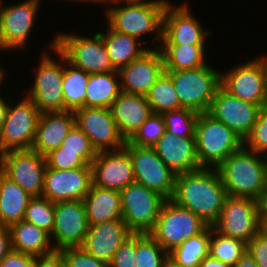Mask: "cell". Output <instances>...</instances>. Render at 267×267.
<instances>
[{"label":"cell","instance_id":"24","mask_svg":"<svg viewBox=\"0 0 267 267\" xmlns=\"http://www.w3.org/2000/svg\"><path fill=\"white\" fill-rule=\"evenodd\" d=\"M153 148L176 175L201 168L196 154L195 137H178L165 131Z\"/></svg>","mask_w":267,"mask_h":267},{"label":"cell","instance_id":"37","mask_svg":"<svg viewBox=\"0 0 267 267\" xmlns=\"http://www.w3.org/2000/svg\"><path fill=\"white\" fill-rule=\"evenodd\" d=\"M168 252L149 233H136L135 267H165Z\"/></svg>","mask_w":267,"mask_h":267},{"label":"cell","instance_id":"44","mask_svg":"<svg viewBox=\"0 0 267 267\" xmlns=\"http://www.w3.org/2000/svg\"><path fill=\"white\" fill-rule=\"evenodd\" d=\"M65 258L66 267H108V264L86 253L81 247L60 250Z\"/></svg>","mask_w":267,"mask_h":267},{"label":"cell","instance_id":"20","mask_svg":"<svg viewBox=\"0 0 267 267\" xmlns=\"http://www.w3.org/2000/svg\"><path fill=\"white\" fill-rule=\"evenodd\" d=\"M92 184V167L70 170L46 167L42 196L54 203L83 200Z\"/></svg>","mask_w":267,"mask_h":267},{"label":"cell","instance_id":"21","mask_svg":"<svg viewBox=\"0 0 267 267\" xmlns=\"http://www.w3.org/2000/svg\"><path fill=\"white\" fill-rule=\"evenodd\" d=\"M91 167L93 185L97 187L121 191L135 182L132 161L125 148L97 152Z\"/></svg>","mask_w":267,"mask_h":267},{"label":"cell","instance_id":"27","mask_svg":"<svg viewBox=\"0 0 267 267\" xmlns=\"http://www.w3.org/2000/svg\"><path fill=\"white\" fill-rule=\"evenodd\" d=\"M12 250L39 257L49 254L55 249L50 234L33 223L21 220L9 227Z\"/></svg>","mask_w":267,"mask_h":267},{"label":"cell","instance_id":"35","mask_svg":"<svg viewBox=\"0 0 267 267\" xmlns=\"http://www.w3.org/2000/svg\"><path fill=\"white\" fill-rule=\"evenodd\" d=\"M146 98L152 112L156 114L182 108L172 78L165 71L151 86Z\"/></svg>","mask_w":267,"mask_h":267},{"label":"cell","instance_id":"17","mask_svg":"<svg viewBox=\"0 0 267 267\" xmlns=\"http://www.w3.org/2000/svg\"><path fill=\"white\" fill-rule=\"evenodd\" d=\"M46 158L33 150L5 152L1 172L29 195L42 196Z\"/></svg>","mask_w":267,"mask_h":267},{"label":"cell","instance_id":"46","mask_svg":"<svg viewBox=\"0 0 267 267\" xmlns=\"http://www.w3.org/2000/svg\"><path fill=\"white\" fill-rule=\"evenodd\" d=\"M247 250L259 267H267V236L263 232L260 231L247 243Z\"/></svg>","mask_w":267,"mask_h":267},{"label":"cell","instance_id":"1","mask_svg":"<svg viewBox=\"0 0 267 267\" xmlns=\"http://www.w3.org/2000/svg\"><path fill=\"white\" fill-rule=\"evenodd\" d=\"M227 196L216 168H200L176 175L171 200L189 209L212 227L220 216Z\"/></svg>","mask_w":267,"mask_h":267},{"label":"cell","instance_id":"6","mask_svg":"<svg viewBox=\"0 0 267 267\" xmlns=\"http://www.w3.org/2000/svg\"><path fill=\"white\" fill-rule=\"evenodd\" d=\"M172 78L182 108L206 113L221 86V71L212 65L195 69L165 70Z\"/></svg>","mask_w":267,"mask_h":267},{"label":"cell","instance_id":"59","mask_svg":"<svg viewBox=\"0 0 267 267\" xmlns=\"http://www.w3.org/2000/svg\"><path fill=\"white\" fill-rule=\"evenodd\" d=\"M261 221V232H263L267 236V220Z\"/></svg>","mask_w":267,"mask_h":267},{"label":"cell","instance_id":"11","mask_svg":"<svg viewBox=\"0 0 267 267\" xmlns=\"http://www.w3.org/2000/svg\"><path fill=\"white\" fill-rule=\"evenodd\" d=\"M20 99L15 104L10 100L0 130V143L5 152L30 150L35 139L41 112L26 95Z\"/></svg>","mask_w":267,"mask_h":267},{"label":"cell","instance_id":"32","mask_svg":"<svg viewBox=\"0 0 267 267\" xmlns=\"http://www.w3.org/2000/svg\"><path fill=\"white\" fill-rule=\"evenodd\" d=\"M207 45H160L165 70H188L208 64ZM207 61V62H206Z\"/></svg>","mask_w":267,"mask_h":267},{"label":"cell","instance_id":"45","mask_svg":"<svg viewBox=\"0 0 267 267\" xmlns=\"http://www.w3.org/2000/svg\"><path fill=\"white\" fill-rule=\"evenodd\" d=\"M136 233H133L114 253L108 267H135Z\"/></svg>","mask_w":267,"mask_h":267},{"label":"cell","instance_id":"18","mask_svg":"<svg viewBox=\"0 0 267 267\" xmlns=\"http://www.w3.org/2000/svg\"><path fill=\"white\" fill-rule=\"evenodd\" d=\"M225 70L221 71V86L227 92L255 105L267 106L264 73L255 57Z\"/></svg>","mask_w":267,"mask_h":267},{"label":"cell","instance_id":"26","mask_svg":"<svg viewBox=\"0 0 267 267\" xmlns=\"http://www.w3.org/2000/svg\"><path fill=\"white\" fill-rule=\"evenodd\" d=\"M121 136L128 141L153 113L146 96L121 92L110 107Z\"/></svg>","mask_w":267,"mask_h":267},{"label":"cell","instance_id":"2","mask_svg":"<svg viewBox=\"0 0 267 267\" xmlns=\"http://www.w3.org/2000/svg\"><path fill=\"white\" fill-rule=\"evenodd\" d=\"M169 2L168 0H149L105 3L108 7L104 11L105 23L118 33L136 37L145 45L151 43L152 47L159 48L162 39L163 14ZM146 34L155 36L151 41L141 40V37Z\"/></svg>","mask_w":267,"mask_h":267},{"label":"cell","instance_id":"48","mask_svg":"<svg viewBox=\"0 0 267 267\" xmlns=\"http://www.w3.org/2000/svg\"><path fill=\"white\" fill-rule=\"evenodd\" d=\"M35 267H66L65 258L60 250L35 257Z\"/></svg>","mask_w":267,"mask_h":267},{"label":"cell","instance_id":"5","mask_svg":"<svg viewBox=\"0 0 267 267\" xmlns=\"http://www.w3.org/2000/svg\"><path fill=\"white\" fill-rule=\"evenodd\" d=\"M196 154L201 168H217L243 146V140L223 122L200 113L195 130Z\"/></svg>","mask_w":267,"mask_h":267},{"label":"cell","instance_id":"31","mask_svg":"<svg viewBox=\"0 0 267 267\" xmlns=\"http://www.w3.org/2000/svg\"><path fill=\"white\" fill-rule=\"evenodd\" d=\"M121 92L118 71L89 74L84 107L110 108Z\"/></svg>","mask_w":267,"mask_h":267},{"label":"cell","instance_id":"38","mask_svg":"<svg viewBox=\"0 0 267 267\" xmlns=\"http://www.w3.org/2000/svg\"><path fill=\"white\" fill-rule=\"evenodd\" d=\"M199 114L188 108L164 112L162 115L166 131L178 137H195L196 122Z\"/></svg>","mask_w":267,"mask_h":267},{"label":"cell","instance_id":"55","mask_svg":"<svg viewBox=\"0 0 267 267\" xmlns=\"http://www.w3.org/2000/svg\"><path fill=\"white\" fill-rule=\"evenodd\" d=\"M6 73L9 74L6 71V68H3L2 65H0V90H1V87L3 86L2 84H4V81L6 83V79H7V76H8Z\"/></svg>","mask_w":267,"mask_h":267},{"label":"cell","instance_id":"19","mask_svg":"<svg viewBox=\"0 0 267 267\" xmlns=\"http://www.w3.org/2000/svg\"><path fill=\"white\" fill-rule=\"evenodd\" d=\"M261 108L231 95L220 86L206 113L223 122L244 141L256 123Z\"/></svg>","mask_w":267,"mask_h":267},{"label":"cell","instance_id":"12","mask_svg":"<svg viewBox=\"0 0 267 267\" xmlns=\"http://www.w3.org/2000/svg\"><path fill=\"white\" fill-rule=\"evenodd\" d=\"M212 228L219 234L248 243L261 231L259 201L227 196Z\"/></svg>","mask_w":267,"mask_h":267},{"label":"cell","instance_id":"33","mask_svg":"<svg viewBox=\"0 0 267 267\" xmlns=\"http://www.w3.org/2000/svg\"><path fill=\"white\" fill-rule=\"evenodd\" d=\"M89 73L73 66L64 56V76L62 82L65 111L84 107Z\"/></svg>","mask_w":267,"mask_h":267},{"label":"cell","instance_id":"7","mask_svg":"<svg viewBox=\"0 0 267 267\" xmlns=\"http://www.w3.org/2000/svg\"><path fill=\"white\" fill-rule=\"evenodd\" d=\"M89 36L59 31L55 47L69 63L89 74L117 71L110 63L102 35L97 32Z\"/></svg>","mask_w":267,"mask_h":267},{"label":"cell","instance_id":"53","mask_svg":"<svg viewBox=\"0 0 267 267\" xmlns=\"http://www.w3.org/2000/svg\"><path fill=\"white\" fill-rule=\"evenodd\" d=\"M260 220H267V192L259 200Z\"/></svg>","mask_w":267,"mask_h":267},{"label":"cell","instance_id":"29","mask_svg":"<svg viewBox=\"0 0 267 267\" xmlns=\"http://www.w3.org/2000/svg\"><path fill=\"white\" fill-rule=\"evenodd\" d=\"M105 26L107 30H102L99 33L103 37L110 63L117 71L128 65L132 60L139 58L149 48H152L151 44L147 47L138 38L118 33L112 30L106 23Z\"/></svg>","mask_w":267,"mask_h":267},{"label":"cell","instance_id":"58","mask_svg":"<svg viewBox=\"0 0 267 267\" xmlns=\"http://www.w3.org/2000/svg\"><path fill=\"white\" fill-rule=\"evenodd\" d=\"M133 1H149V0H104L105 3L133 2Z\"/></svg>","mask_w":267,"mask_h":267},{"label":"cell","instance_id":"36","mask_svg":"<svg viewBox=\"0 0 267 267\" xmlns=\"http://www.w3.org/2000/svg\"><path fill=\"white\" fill-rule=\"evenodd\" d=\"M246 251L247 243L239 239L223 236L210 227L208 255L211 258L234 267Z\"/></svg>","mask_w":267,"mask_h":267},{"label":"cell","instance_id":"47","mask_svg":"<svg viewBox=\"0 0 267 267\" xmlns=\"http://www.w3.org/2000/svg\"><path fill=\"white\" fill-rule=\"evenodd\" d=\"M0 267H35V257L11 249Z\"/></svg>","mask_w":267,"mask_h":267},{"label":"cell","instance_id":"15","mask_svg":"<svg viewBox=\"0 0 267 267\" xmlns=\"http://www.w3.org/2000/svg\"><path fill=\"white\" fill-rule=\"evenodd\" d=\"M89 226L83 200L55 202L52 246L55 250L81 247Z\"/></svg>","mask_w":267,"mask_h":267},{"label":"cell","instance_id":"43","mask_svg":"<svg viewBox=\"0 0 267 267\" xmlns=\"http://www.w3.org/2000/svg\"><path fill=\"white\" fill-rule=\"evenodd\" d=\"M45 158L47 167L58 170L91 167L79 156V152L62 151V147L50 151Z\"/></svg>","mask_w":267,"mask_h":267},{"label":"cell","instance_id":"50","mask_svg":"<svg viewBox=\"0 0 267 267\" xmlns=\"http://www.w3.org/2000/svg\"><path fill=\"white\" fill-rule=\"evenodd\" d=\"M234 267H259L248 250L241 256Z\"/></svg>","mask_w":267,"mask_h":267},{"label":"cell","instance_id":"60","mask_svg":"<svg viewBox=\"0 0 267 267\" xmlns=\"http://www.w3.org/2000/svg\"><path fill=\"white\" fill-rule=\"evenodd\" d=\"M4 156H5V151L3 150L1 143H0V170L2 167Z\"/></svg>","mask_w":267,"mask_h":267},{"label":"cell","instance_id":"54","mask_svg":"<svg viewBox=\"0 0 267 267\" xmlns=\"http://www.w3.org/2000/svg\"><path fill=\"white\" fill-rule=\"evenodd\" d=\"M256 59L259 61L260 65L262 66L263 73H264V81H265V90L267 94V55L260 54L256 57Z\"/></svg>","mask_w":267,"mask_h":267},{"label":"cell","instance_id":"3","mask_svg":"<svg viewBox=\"0 0 267 267\" xmlns=\"http://www.w3.org/2000/svg\"><path fill=\"white\" fill-rule=\"evenodd\" d=\"M216 170L228 196L259 201L267 192L266 157L244 146L230 154Z\"/></svg>","mask_w":267,"mask_h":267},{"label":"cell","instance_id":"22","mask_svg":"<svg viewBox=\"0 0 267 267\" xmlns=\"http://www.w3.org/2000/svg\"><path fill=\"white\" fill-rule=\"evenodd\" d=\"M164 71V61L159 48H149L139 58L118 70L121 90L146 96Z\"/></svg>","mask_w":267,"mask_h":267},{"label":"cell","instance_id":"4","mask_svg":"<svg viewBox=\"0 0 267 267\" xmlns=\"http://www.w3.org/2000/svg\"><path fill=\"white\" fill-rule=\"evenodd\" d=\"M49 48L55 56L52 57L53 53L43 48L38 66L34 70L35 79L24 94L34 102L41 113L65 111L62 91L64 55L55 47V36L50 41ZM56 56L57 61L54 58Z\"/></svg>","mask_w":267,"mask_h":267},{"label":"cell","instance_id":"10","mask_svg":"<svg viewBox=\"0 0 267 267\" xmlns=\"http://www.w3.org/2000/svg\"><path fill=\"white\" fill-rule=\"evenodd\" d=\"M42 2L43 0H24L7 5L0 0V48L4 52L23 51V48L29 46L28 38L35 27Z\"/></svg>","mask_w":267,"mask_h":267},{"label":"cell","instance_id":"23","mask_svg":"<svg viewBox=\"0 0 267 267\" xmlns=\"http://www.w3.org/2000/svg\"><path fill=\"white\" fill-rule=\"evenodd\" d=\"M132 234L122 219L90 225L81 248L109 264L116 250Z\"/></svg>","mask_w":267,"mask_h":267},{"label":"cell","instance_id":"40","mask_svg":"<svg viewBox=\"0 0 267 267\" xmlns=\"http://www.w3.org/2000/svg\"><path fill=\"white\" fill-rule=\"evenodd\" d=\"M166 131L162 114L152 113L128 142L135 146L153 147Z\"/></svg>","mask_w":267,"mask_h":267},{"label":"cell","instance_id":"30","mask_svg":"<svg viewBox=\"0 0 267 267\" xmlns=\"http://www.w3.org/2000/svg\"><path fill=\"white\" fill-rule=\"evenodd\" d=\"M31 197L0 171V225L9 227L23 220Z\"/></svg>","mask_w":267,"mask_h":267},{"label":"cell","instance_id":"16","mask_svg":"<svg viewBox=\"0 0 267 267\" xmlns=\"http://www.w3.org/2000/svg\"><path fill=\"white\" fill-rule=\"evenodd\" d=\"M73 113L75 125L89 137L96 152L124 148L126 141L117 128L111 108L82 107Z\"/></svg>","mask_w":267,"mask_h":267},{"label":"cell","instance_id":"52","mask_svg":"<svg viewBox=\"0 0 267 267\" xmlns=\"http://www.w3.org/2000/svg\"><path fill=\"white\" fill-rule=\"evenodd\" d=\"M9 97L6 99L4 98V95L2 96V92L0 93V130L2 128V125L4 123L6 112L9 105ZM8 100V101H7Z\"/></svg>","mask_w":267,"mask_h":267},{"label":"cell","instance_id":"41","mask_svg":"<svg viewBox=\"0 0 267 267\" xmlns=\"http://www.w3.org/2000/svg\"><path fill=\"white\" fill-rule=\"evenodd\" d=\"M62 151L79 152V156L89 165L97 155L89 137L76 125L62 141Z\"/></svg>","mask_w":267,"mask_h":267},{"label":"cell","instance_id":"34","mask_svg":"<svg viewBox=\"0 0 267 267\" xmlns=\"http://www.w3.org/2000/svg\"><path fill=\"white\" fill-rule=\"evenodd\" d=\"M210 239V227L202 233L192 236L179 246L173 248L168 257L176 264L185 266L200 265L201 261L208 256Z\"/></svg>","mask_w":267,"mask_h":267},{"label":"cell","instance_id":"49","mask_svg":"<svg viewBox=\"0 0 267 267\" xmlns=\"http://www.w3.org/2000/svg\"><path fill=\"white\" fill-rule=\"evenodd\" d=\"M11 240L9 228L0 225V262L11 250Z\"/></svg>","mask_w":267,"mask_h":267},{"label":"cell","instance_id":"13","mask_svg":"<svg viewBox=\"0 0 267 267\" xmlns=\"http://www.w3.org/2000/svg\"><path fill=\"white\" fill-rule=\"evenodd\" d=\"M124 148L129 152L135 182L156 191L167 200L175 191L176 174L168 168L153 147H141L126 141Z\"/></svg>","mask_w":267,"mask_h":267},{"label":"cell","instance_id":"57","mask_svg":"<svg viewBox=\"0 0 267 267\" xmlns=\"http://www.w3.org/2000/svg\"><path fill=\"white\" fill-rule=\"evenodd\" d=\"M165 267H199V265L185 266V265L176 264L168 257V260H167V263H166Z\"/></svg>","mask_w":267,"mask_h":267},{"label":"cell","instance_id":"39","mask_svg":"<svg viewBox=\"0 0 267 267\" xmlns=\"http://www.w3.org/2000/svg\"><path fill=\"white\" fill-rule=\"evenodd\" d=\"M23 220L33 223L51 234L54 225V202L49 201L43 196L31 197Z\"/></svg>","mask_w":267,"mask_h":267},{"label":"cell","instance_id":"8","mask_svg":"<svg viewBox=\"0 0 267 267\" xmlns=\"http://www.w3.org/2000/svg\"><path fill=\"white\" fill-rule=\"evenodd\" d=\"M207 227L208 225L192 211L168 199L149 234L169 253L185 240L202 233Z\"/></svg>","mask_w":267,"mask_h":267},{"label":"cell","instance_id":"9","mask_svg":"<svg viewBox=\"0 0 267 267\" xmlns=\"http://www.w3.org/2000/svg\"><path fill=\"white\" fill-rule=\"evenodd\" d=\"M122 220L133 233H149L167 200L156 191L134 182L120 191Z\"/></svg>","mask_w":267,"mask_h":267},{"label":"cell","instance_id":"28","mask_svg":"<svg viewBox=\"0 0 267 267\" xmlns=\"http://www.w3.org/2000/svg\"><path fill=\"white\" fill-rule=\"evenodd\" d=\"M83 202L89 225L122 219L120 191L100 188L92 184Z\"/></svg>","mask_w":267,"mask_h":267},{"label":"cell","instance_id":"56","mask_svg":"<svg viewBox=\"0 0 267 267\" xmlns=\"http://www.w3.org/2000/svg\"><path fill=\"white\" fill-rule=\"evenodd\" d=\"M67 1H69V2H70V1H72V2H73V1H74V2L78 1V2L81 3V4L84 2V3H86V4L88 3L89 5H90V4H93V5H95V4H99V5L102 4V5H104V4H105L104 0H67Z\"/></svg>","mask_w":267,"mask_h":267},{"label":"cell","instance_id":"42","mask_svg":"<svg viewBox=\"0 0 267 267\" xmlns=\"http://www.w3.org/2000/svg\"><path fill=\"white\" fill-rule=\"evenodd\" d=\"M243 146L257 154L267 155V106L260 109L257 121L243 141Z\"/></svg>","mask_w":267,"mask_h":267},{"label":"cell","instance_id":"25","mask_svg":"<svg viewBox=\"0 0 267 267\" xmlns=\"http://www.w3.org/2000/svg\"><path fill=\"white\" fill-rule=\"evenodd\" d=\"M74 126L73 111L41 113L31 150L45 156L61 146L62 141Z\"/></svg>","mask_w":267,"mask_h":267},{"label":"cell","instance_id":"51","mask_svg":"<svg viewBox=\"0 0 267 267\" xmlns=\"http://www.w3.org/2000/svg\"><path fill=\"white\" fill-rule=\"evenodd\" d=\"M199 267H230L220 260L211 258L209 255L206 256L200 263Z\"/></svg>","mask_w":267,"mask_h":267},{"label":"cell","instance_id":"14","mask_svg":"<svg viewBox=\"0 0 267 267\" xmlns=\"http://www.w3.org/2000/svg\"><path fill=\"white\" fill-rule=\"evenodd\" d=\"M174 5L169 2L163 14L162 39L160 45H207L213 34L204 29L201 20L193 16L189 3ZM177 6V7H176Z\"/></svg>","mask_w":267,"mask_h":267}]
</instances>
